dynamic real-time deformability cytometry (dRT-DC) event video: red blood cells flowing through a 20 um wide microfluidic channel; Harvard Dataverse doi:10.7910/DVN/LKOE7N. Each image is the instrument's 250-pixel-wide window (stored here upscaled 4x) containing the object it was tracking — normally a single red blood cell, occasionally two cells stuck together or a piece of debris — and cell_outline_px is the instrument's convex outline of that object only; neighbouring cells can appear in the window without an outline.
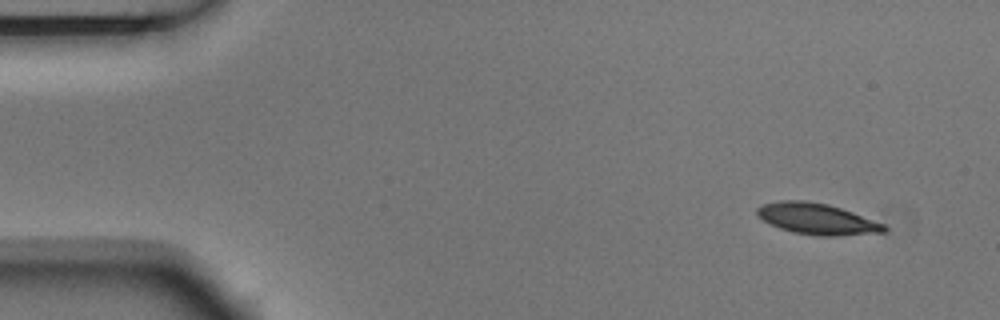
{"species": "Egyptian fruit bat (a non-hibernating species)", "species_latin": "Rousettus aegyptiacus", "temperature_condition": "room temperature", "stored_images_in_passage": 7, "camera_frame_rate_fps": 3000, "um_per_image_px": 0.085, "animal": {"sex": "male"}, "frame": {"image": 1, "passage_image": 1, "time_ms": 0.0, "image_size_px": [1000, 320], "cell_outline_px": [[888, 228], [884, 232], [836, 236], [820, 236], [792, 232], [780, 228], [756, 216], [756, 208], [764, 204], [780, 200], [804, 200], [828, 204], [852, 212], [884, 224]], "centroid_in_image_um": [69.42, 18.6], "position_along_channel_um": 15.6, "area_um2": 22.89}}
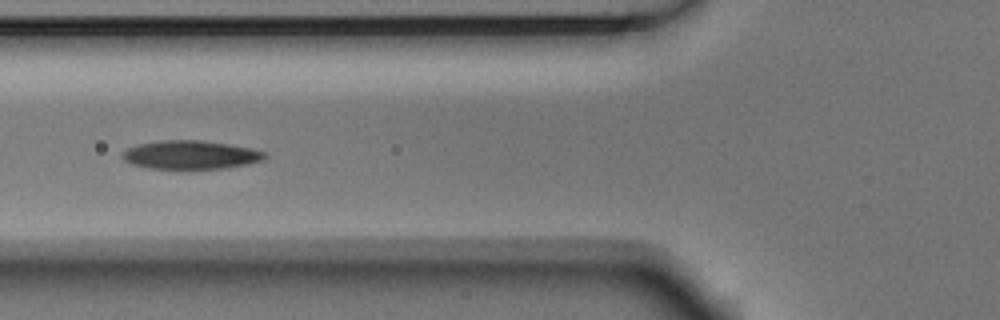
{"frame": {"image": 2, "passage_image": 5, "time_ms": 1.333, "image_size_px": [1000, 320], "cell_outline_px": [[268, 156], [260, 160], [248, 164], [224, 168], [148, 168], [132, 164], [124, 160], [120, 156], [120, 152], [128, 148], [140, 144], [160, 140], [200, 140], [228, 144], [248, 148], [264, 152]], "centroid_in_image_um": [16.14, 13.15], "position_along_channel_um": 109.7, "area_um2": 23.41}}
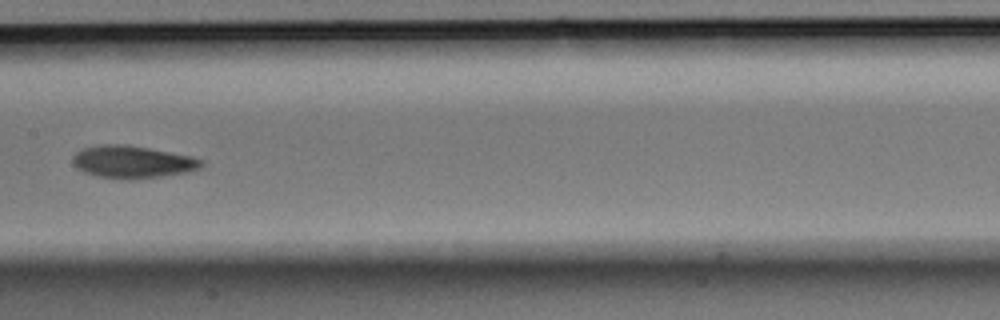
{"frame": {"image": 3, "passage_image": 7, "time_ms": 2.0, "image_size_px": [1000, 320], "cell_outline_px": [[204, 164], [200, 168], [188, 172], [132, 180], [120, 180], [96, 176], [84, 172], [76, 168], [72, 160], [72, 156], [80, 148], [100, 144], [124, 144], [148, 148], [192, 156], [204, 160]], "centroid_in_image_um": [11.23, 13.77], "position_along_channel_um": 196.2, "area_um2": 24.68}}